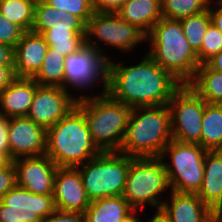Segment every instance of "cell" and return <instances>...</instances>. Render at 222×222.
I'll return each instance as SVG.
<instances>
[{"mask_svg": "<svg viewBox=\"0 0 222 222\" xmlns=\"http://www.w3.org/2000/svg\"><path fill=\"white\" fill-rule=\"evenodd\" d=\"M57 10L71 13L81 19L85 24L89 22L94 14L93 0H44Z\"/></svg>", "mask_w": 222, "mask_h": 222, "instance_id": "31", "label": "cell"}, {"mask_svg": "<svg viewBox=\"0 0 222 222\" xmlns=\"http://www.w3.org/2000/svg\"><path fill=\"white\" fill-rule=\"evenodd\" d=\"M201 124L198 144L207 151L222 150V105L206 103Z\"/></svg>", "mask_w": 222, "mask_h": 222, "instance_id": "26", "label": "cell"}, {"mask_svg": "<svg viewBox=\"0 0 222 222\" xmlns=\"http://www.w3.org/2000/svg\"><path fill=\"white\" fill-rule=\"evenodd\" d=\"M44 41L64 57L78 52L86 45V29H68V27H54L40 34Z\"/></svg>", "mask_w": 222, "mask_h": 222, "instance_id": "24", "label": "cell"}, {"mask_svg": "<svg viewBox=\"0 0 222 222\" xmlns=\"http://www.w3.org/2000/svg\"><path fill=\"white\" fill-rule=\"evenodd\" d=\"M206 102L188 85H182L169 101L172 139L198 144Z\"/></svg>", "mask_w": 222, "mask_h": 222, "instance_id": "11", "label": "cell"}, {"mask_svg": "<svg viewBox=\"0 0 222 222\" xmlns=\"http://www.w3.org/2000/svg\"><path fill=\"white\" fill-rule=\"evenodd\" d=\"M56 210L53 195L15 186L0 199V222H43Z\"/></svg>", "mask_w": 222, "mask_h": 222, "instance_id": "12", "label": "cell"}, {"mask_svg": "<svg viewBox=\"0 0 222 222\" xmlns=\"http://www.w3.org/2000/svg\"><path fill=\"white\" fill-rule=\"evenodd\" d=\"M222 51V34L210 23L203 39L201 48L196 52L199 64H205L216 54Z\"/></svg>", "mask_w": 222, "mask_h": 222, "instance_id": "32", "label": "cell"}, {"mask_svg": "<svg viewBox=\"0 0 222 222\" xmlns=\"http://www.w3.org/2000/svg\"><path fill=\"white\" fill-rule=\"evenodd\" d=\"M9 118L0 116V152L10 158V148L8 141Z\"/></svg>", "mask_w": 222, "mask_h": 222, "instance_id": "38", "label": "cell"}, {"mask_svg": "<svg viewBox=\"0 0 222 222\" xmlns=\"http://www.w3.org/2000/svg\"><path fill=\"white\" fill-rule=\"evenodd\" d=\"M116 14L146 36L162 19L160 0H127Z\"/></svg>", "mask_w": 222, "mask_h": 222, "instance_id": "21", "label": "cell"}, {"mask_svg": "<svg viewBox=\"0 0 222 222\" xmlns=\"http://www.w3.org/2000/svg\"><path fill=\"white\" fill-rule=\"evenodd\" d=\"M13 48L0 43V67H14L13 66Z\"/></svg>", "mask_w": 222, "mask_h": 222, "instance_id": "39", "label": "cell"}, {"mask_svg": "<svg viewBox=\"0 0 222 222\" xmlns=\"http://www.w3.org/2000/svg\"><path fill=\"white\" fill-rule=\"evenodd\" d=\"M69 91L62 87L38 86L27 117L48 130L76 106L78 96Z\"/></svg>", "mask_w": 222, "mask_h": 222, "instance_id": "13", "label": "cell"}, {"mask_svg": "<svg viewBox=\"0 0 222 222\" xmlns=\"http://www.w3.org/2000/svg\"><path fill=\"white\" fill-rule=\"evenodd\" d=\"M17 185L16 168L13 161L0 170V199Z\"/></svg>", "mask_w": 222, "mask_h": 222, "instance_id": "34", "label": "cell"}, {"mask_svg": "<svg viewBox=\"0 0 222 222\" xmlns=\"http://www.w3.org/2000/svg\"><path fill=\"white\" fill-rule=\"evenodd\" d=\"M38 86L33 78L16 77L0 93V116L27 117Z\"/></svg>", "mask_w": 222, "mask_h": 222, "instance_id": "19", "label": "cell"}, {"mask_svg": "<svg viewBox=\"0 0 222 222\" xmlns=\"http://www.w3.org/2000/svg\"><path fill=\"white\" fill-rule=\"evenodd\" d=\"M141 211L144 210H133L126 217H124L120 222H142L143 220H139L141 218ZM140 217V218H139Z\"/></svg>", "mask_w": 222, "mask_h": 222, "instance_id": "42", "label": "cell"}, {"mask_svg": "<svg viewBox=\"0 0 222 222\" xmlns=\"http://www.w3.org/2000/svg\"><path fill=\"white\" fill-rule=\"evenodd\" d=\"M24 31L16 24L5 19L0 13V43L15 48Z\"/></svg>", "mask_w": 222, "mask_h": 222, "instance_id": "33", "label": "cell"}, {"mask_svg": "<svg viewBox=\"0 0 222 222\" xmlns=\"http://www.w3.org/2000/svg\"><path fill=\"white\" fill-rule=\"evenodd\" d=\"M49 45L35 32L26 31L13 49L16 77L33 78L40 70Z\"/></svg>", "mask_w": 222, "mask_h": 222, "instance_id": "18", "label": "cell"}, {"mask_svg": "<svg viewBox=\"0 0 222 222\" xmlns=\"http://www.w3.org/2000/svg\"><path fill=\"white\" fill-rule=\"evenodd\" d=\"M17 186L33 194L53 195L58 166L46 154L13 160Z\"/></svg>", "mask_w": 222, "mask_h": 222, "instance_id": "15", "label": "cell"}, {"mask_svg": "<svg viewBox=\"0 0 222 222\" xmlns=\"http://www.w3.org/2000/svg\"><path fill=\"white\" fill-rule=\"evenodd\" d=\"M208 10L211 17V23L222 34V0H210Z\"/></svg>", "mask_w": 222, "mask_h": 222, "instance_id": "37", "label": "cell"}, {"mask_svg": "<svg viewBox=\"0 0 222 222\" xmlns=\"http://www.w3.org/2000/svg\"><path fill=\"white\" fill-rule=\"evenodd\" d=\"M12 160L4 153L0 152V170L7 167Z\"/></svg>", "mask_w": 222, "mask_h": 222, "instance_id": "44", "label": "cell"}, {"mask_svg": "<svg viewBox=\"0 0 222 222\" xmlns=\"http://www.w3.org/2000/svg\"><path fill=\"white\" fill-rule=\"evenodd\" d=\"M8 141L12 161L46 154V130L28 117L9 118Z\"/></svg>", "mask_w": 222, "mask_h": 222, "instance_id": "14", "label": "cell"}, {"mask_svg": "<svg viewBox=\"0 0 222 222\" xmlns=\"http://www.w3.org/2000/svg\"><path fill=\"white\" fill-rule=\"evenodd\" d=\"M187 85L206 103L222 105V72L201 64Z\"/></svg>", "mask_w": 222, "mask_h": 222, "instance_id": "25", "label": "cell"}, {"mask_svg": "<svg viewBox=\"0 0 222 222\" xmlns=\"http://www.w3.org/2000/svg\"><path fill=\"white\" fill-rule=\"evenodd\" d=\"M64 63V89L79 91L78 98L88 95L84 93L100 84L101 94L107 92L108 59L97 49L85 45L78 52L65 56Z\"/></svg>", "mask_w": 222, "mask_h": 222, "instance_id": "10", "label": "cell"}, {"mask_svg": "<svg viewBox=\"0 0 222 222\" xmlns=\"http://www.w3.org/2000/svg\"><path fill=\"white\" fill-rule=\"evenodd\" d=\"M85 38L86 45L97 49L108 60L111 57L107 55L105 47H101L102 44L120 50L121 53H132L137 46H142L140 43L146 42V35L140 29L116 13L94 12L86 24Z\"/></svg>", "mask_w": 222, "mask_h": 222, "instance_id": "9", "label": "cell"}, {"mask_svg": "<svg viewBox=\"0 0 222 222\" xmlns=\"http://www.w3.org/2000/svg\"><path fill=\"white\" fill-rule=\"evenodd\" d=\"M169 194L166 195L161 210L170 222H217V214L197 194L172 190Z\"/></svg>", "mask_w": 222, "mask_h": 222, "instance_id": "17", "label": "cell"}, {"mask_svg": "<svg viewBox=\"0 0 222 222\" xmlns=\"http://www.w3.org/2000/svg\"><path fill=\"white\" fill-rule=\"evenodd\" d=\"M146 222H170L169 218L163 213V211L160 210H156L154 213V216L152 215V217Z\"/></svg>", "mask_w": 222, "mask_h": 222, "instance_id": "43", "label": "cell"}, {"mask_svg": "<svg viewBox=\"0 0 222 222\" xmlns=\"http://www.w3.org/2000/svg\"><path fill=\"white\" fill-rule=\"evenodd\" d=\"M147 54L182 85H187L200 66L197 53L183 33L180 20L162 17L146 36Z\"/></svg>", "mask_w": 222, "mask_h": 222, "instance_id": "2", "label": "cell"}, {"mask_svg": "<svg viewBox=\"0 0 222 222\" xmlns=\"http://www.w3.org/2000/svg\"><path fill=\"white\" fill-rule=\"evenodd\" d=\"M43 222H84V214L56 209Z\"/></svg>", "mask_w": 222, "mask_h": 222, "instance_id": "35", "label": "cell"}, {"mask_svg": "<svg viewBox=\"0 0 222 222\" xmlns=\"http://www.w3.org/2000/svg\"><path fill=\"white\" fill-rule=\"evenodd\" d=\"M217 222H222V213L217 214Z\"/></svg>", "mask_w": 222, "mask_h": 222, "instance_id": "45", "label": "cell"}, {"mask_svg": "<svg viewBox=\"0 0 222 222\" xmlns=\"http://www.w3.org/2000/svg\"><path fill=\"white\" fill-rule=\"evenodd\" d=\"M197 195L215 213H222V150L207 151L202 185Z\"/></svg>", "mask_w": 222, "mask_h": 222, "instance_id": "20", "label": "cell"}, {"mask_svg": "<svg viewBox=\"0 0 222 222\" xmlns=\"http://www.w3.org/2000/svg\"><path fill=\"white\" fill-rule=\"evenodd\" d=\"M99 153L84 113L77 106L46 130V155L58 167L76 168Z\"/></svg>", "mask_w": 222, "mask_h": 222, "instance_id": "5", "label": "cell"}, {"mask_svg": "<svg viewBox=\"0 0 222 222\" xmlns=\"http://www.w3.org/2000/svg\"><path fill=\"white\" fill-rule=\"evenodd\" d=\"M99 94V95H98ZM89 93L77 100L91 138L100 152H119L132 108L108 93Z\"/></svg>", "mask_w": 222, "mask_h": 222, "instance_id": "4", "label": "cell"}, {"mask_svg": "<svg viewBox=\"0 0 222 222\" xmlns=\"http://www.w3.org/2000/svg\"><path fill=\"white\" fill-rule=\"evenodd\" d=\"M54 27H68V29H86V24L75 15L63 10H57L44 0L36 1L34 24L32 32L41 34Z\"/></svg>", "mask_w": 222, "mask_h": 222, "instance_id": "22", "label": "cell"}, {"mask_svg": "<svg viewBox=\"0 0 222 222\" xmlns=\"http://www.w3.org/2000/svg\"><path fill=\"white\" fill-rule=\"evenodd\" d=\"M35 3V0H2L0 13L24 32L31 31L34 24Z\"/></svg>", "mask_w": 222, "mask_h": 222, "instance_id": "28", "label": "cell"}, {"mask_svg": "<svg viewBox=\"0 0 222 222\" xmlns=\"http://www.w3.org/2000/svg\"><path fill=\"white\" fill-rule=\"evenodd\" d=\"M210 69L222 72V51L205 63Z\"/></svg>", "mask_w": 222, "mask_h": 222, "instance_id": "41", "label": "cell"}, {"mask_svg": "<svg viewBox=\"0 0 222 222\" xmlns=\"http://www.w3.org/2000/svg\"><path fill=\"white\" fill-rule=\"evenodd\" d=\"M16 78L14 67H0V93Z\"/></svg>", "mask_w": 222, "mask_h": 222, "instance_id": "40", "label": "cell"}, {"mask_svg": "<svg viewBox=\"0 0 222 222\" xmlns=\"http://www.w3.org/2000/svg\"><path fill=\"white\" fill-rule=\"evenodd\" d=\"M171 186L165 165L159 157H130L127 180L122 196L134 210L147 209V205L160 210L165 192ZM163 195V196H162Z\"/></svg>", "mask_w": 222, "mask_h": 222, "instance_id": "6", "label": "cell"}, {"mask_svg": "<svg viewBox=\"0 0 222 222\" xmlns=\"http://www.w3.org/2000/svg\"><path fill=\"white\" fill-rule=\"evenodd\" d=\"M143 56L132 66L108 60L106 93L131 108L167 105L182 84L147 53Z\"/></svg>", "mask_w": 222, "mask_h": 222, "instance_id": "1", "label": "cell"}, {"mask_svg": "<svg viewBox=\"0 0 222 222\" xmlns=\"http://www.w3.org/2000/svg\"><path fill=\"white\" fill-rule=\"evenodd\" d=\"M133 210L122 195L102 198L90 203L84 222H120Z\"/></svg>", "mask_w": 222, "mask_h": 222, "instance_id": "23", "label": "cell"}, {"mask_svg": "<svg viewBox=\"0 0 222 222\" xmlns=\"http://www.w3.org/2000/svg\"><path fill=\"white\" fill-rule=\"evenodd\" d=\"M127 0H93L97 13H116Z\"/></svg>", "mask_w": 222, "mask_h": 222, "instance_id": "36", "label": "cell"}, {"mask_svg": "<svg viewBox=\"0 0 222 222\" xmlns=\"http://www.w3.org/2000/svg\"><path fill=\"white\" fill-rule=\"evenodd\" d=\"M55 207L61 211L84 213L91 201L80 172L74 167H58L53 186Z\"/></svg>", "mask_w": 222, "mask_h": 222, "instance_id": "16", "label": "cell"}, {"mask_svg": "<svg viewBox=\"0 0 222 222\" xmlns=\"http://www.w3.org/2000/svg\"><path fill=\"white\" fill-rule=\"evenodd\" d=\"M171 140L168 105L132 108L119 152L133 158L159 157Z\"/></svg>", "mask_w": 222, "mask_h": 222, "instance_id": "3", "label": "cell"}, {"mask_svg": "<svg viewBox=\"0 0 222 222\" xmlns=\"http://www.w3.org/2000/svg\"><path fill=\"white\" fill-rule=\"evenodd\" d=\"M210 0H160L162 17L181 20L201 13L208 8Z\"/></svg>", "mask_w": 222, "mask_h": 222, "instance_id": "29", "label": "cell"}, {"mask_svg": "<svg viewBox=\"0 0 222 222\" xmlns=\"http://www.w3.org/2000/svg\"><path fill=\"white\" fill-rule=\"evenodd\" d=\"M64 62L65 57L49 47L42 66L33 79L39 86L64 88Z\"/></svg>", "mask_w": 222, "mask_h": 222, "instance_id": "27", "label": "cell"}, {"mask_svg": "<svg viewBox=\"0 0 222 222\" xmlns=\"http://www.w3.org/2000/svg\"><path fill=\"white\" fill-rule=\"evenodd\" d=\"M130 166V156L121 152H100L76 167L89 200L121 196Z\"/></svg>", "mask_w": 222, "mask_h": 222, "instance_id": "7", "label": "cell"}, {"mask_svg": "<svg viewBox=\"0 0 222 222\" xmlns=\"http://www.w3.org/2000/svg\"><path fill=\"white\" fill-rule=\"evenodd\" d=\"M180 21L188 43L197 52L201 48L208 26L211 23L208 8L201 13L183 18Z\"/></svg>", "mask_w": 222, "mask_h": 222, "instance_id": "30", "label": "cell"}, {"mask_svg": "<svg viewBox=\"0 0 222 222\" xmlns=\"http://www.w3.org/2000/svg\"><path fill=\"white\" fill-rule=\"evenodd\" d=\"M206 152L199 144L173 139L166 145L159 158L165 165L172 191L198 193L203 181Z\"/></svg>", "mask_w": 222, "mask_h": 222, "instance_id": "8", "label": "cell"}]
</instances>
